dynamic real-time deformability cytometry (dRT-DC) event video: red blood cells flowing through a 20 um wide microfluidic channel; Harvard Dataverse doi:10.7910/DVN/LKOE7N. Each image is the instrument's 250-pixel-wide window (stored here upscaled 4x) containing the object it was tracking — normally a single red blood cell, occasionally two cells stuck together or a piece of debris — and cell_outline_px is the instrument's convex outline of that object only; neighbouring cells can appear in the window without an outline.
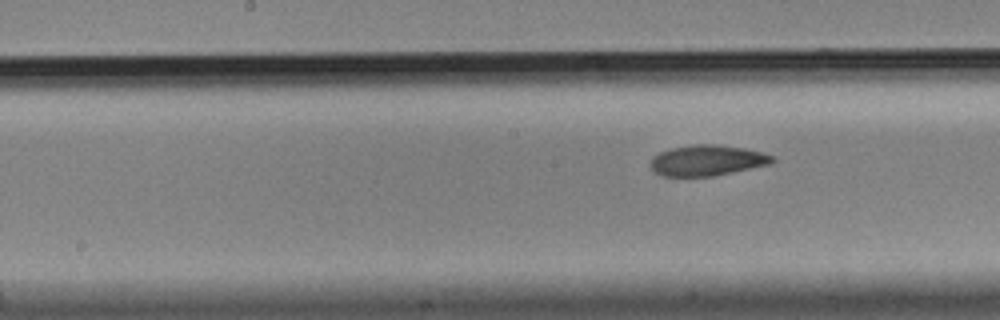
{"species": "Egyptian fruit bat (a non-hibernating species)", "species_latin": "Rousettus aegyptiacus", "temperature_condition": "cold", "stored_images_in_passage": 6, "camera_frame_rate_fps": 3000, "um_per_image_px": 0.085, "animal": {"sex": "male"}, "frame": {"image": 1, "passage_image": 6, "time_ms": 1.667, "image_size_px": [1000, 320], "cell_outline_px": [[776, 160], [772, 164], [712, 176], [664, 176], [656, 172], [648, 164], [652, 156], [660, 152], [672, 148], [696, 144], [712, 144], [744, 148], [776, 156]], "centroid_in_image_um": [60.12, 13.63], "position_along_channel_um": 188.1, "area_um2": 21.79}}